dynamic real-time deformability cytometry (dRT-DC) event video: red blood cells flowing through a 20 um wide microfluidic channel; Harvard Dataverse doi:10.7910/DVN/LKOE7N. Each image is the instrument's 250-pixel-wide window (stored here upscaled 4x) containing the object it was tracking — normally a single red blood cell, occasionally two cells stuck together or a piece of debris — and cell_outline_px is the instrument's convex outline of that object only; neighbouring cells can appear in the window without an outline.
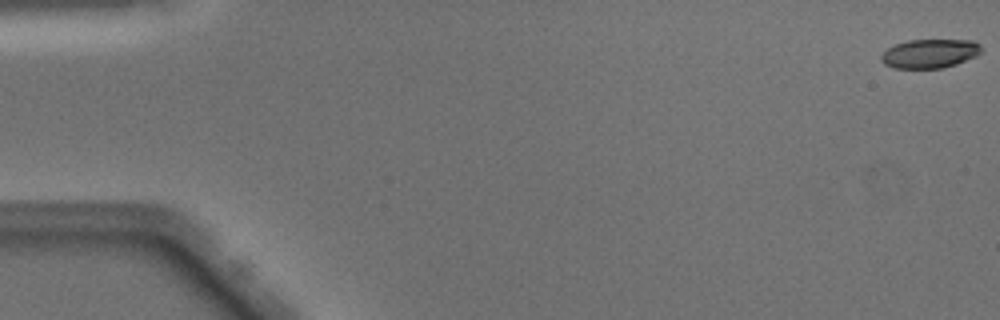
{"species": "Egyptian fruit bat (a non-hibernating species)", "species_latin": "Rousettus aegyptiacus", "temperature_condition": "warm", "stored_images_in_passage": 50, "camera_frame_rate_fps": 3000, "um_per_image_px": 0.085, "animal": {"sex": "male"}, "frame": {"image": 1, "passage_image": 1, "time_ms": 0.0, "image_size_px": [1000, 320], "cell_outline_px": [[980, 52], [976, 56], [956, 64], [940, 68], [896, 68], [884, 64], [880, 60], [880, 56], [888, 48], [896, 44], [908, 40], [972, 40], [980, 44]], "centroid_in_image_um": [79.02, 4.55], "position_along_channel_um": 6.0, "area_um2": 16.76}}
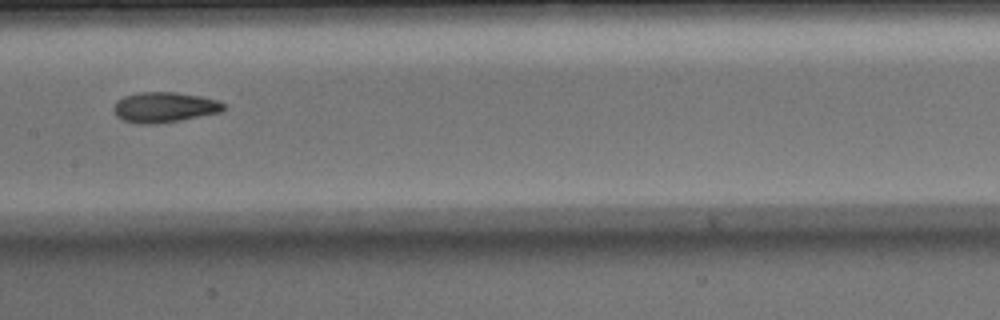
{"frame": {"image": 2, "passage_image": 26, "time_ms": 8.333, "image_size_px": [1000, 320], "cell_outline_px": [[224, 108], [220, 112], [180, 120], [156, 124], [136, 124], [120, 120], [116, 116], [112, 108], [116, 100], [124, 96], [140, 92], [176, 92], [200, 96], [216, 100], [224, 104]], "centroid_in_image_um": [13.89, 9.12], "position_along_channel_um": 193.5, "area_um2": 19.54}}
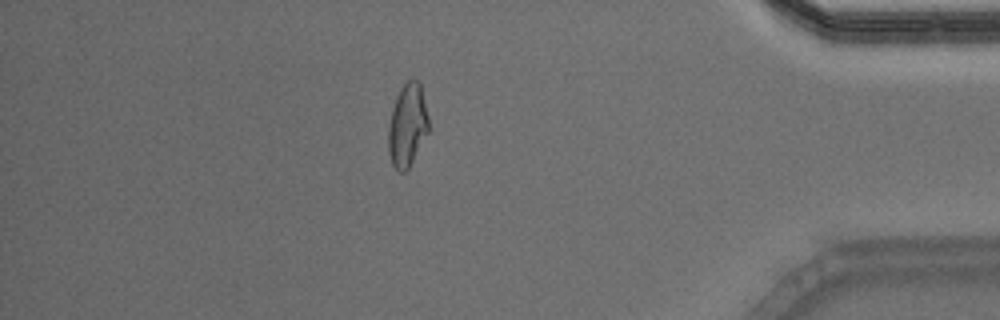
{"frame": {"image": 3, "passage_image": 44, "time_ms": 14.333, "image_size_px": [1000, 320], "cell_outline_px": [[428, 132], [408, 168], [404, 172], [400, 172], [392, 164], [388, 152], [388, 124], [392, 108], [396, 96], [400, 88], [412, 76], [420, 80], [428, 116]], "centroid_in_image_um": [34.62, 10.58], "position_along_channel_um": 400.6, "area_um2": 19.59}, "authors_computed_cell_mechanics": {"area_um2": 19.0451, "velocity_mm_per_s": 4.0692, "shape_relaxation_time_tau1_ms": 4.6058, "shape_relaxation_time_tau2_ms": 1.9975, "deformation_change_tau1": 0.1776, "deformation_change_tau2": 0.0798}}